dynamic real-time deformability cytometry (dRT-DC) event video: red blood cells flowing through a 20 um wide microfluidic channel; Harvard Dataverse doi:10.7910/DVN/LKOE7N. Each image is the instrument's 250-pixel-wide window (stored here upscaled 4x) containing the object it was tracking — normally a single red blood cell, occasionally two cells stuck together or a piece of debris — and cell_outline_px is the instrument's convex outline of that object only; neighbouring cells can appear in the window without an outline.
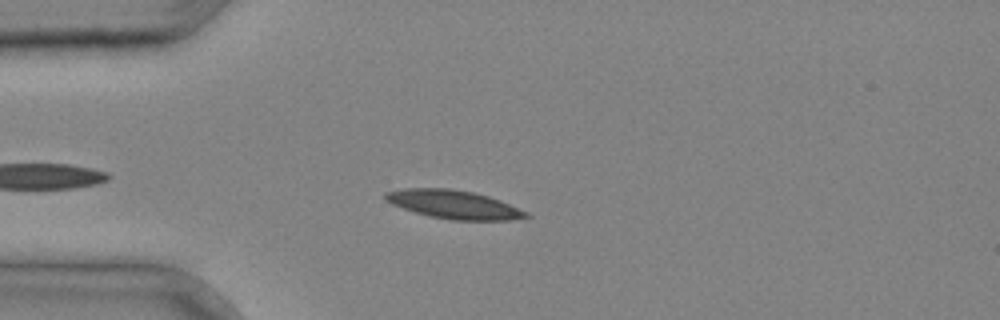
{"species": "common noctule bat (a hibernating species)", "species_latin": "Nyctalus noctula", "temperature_condition": "cold", "stored_images_in_passage": 31, "camera_frame_rate_fps": 3000, "um_per_image_px": 0.085, "animal": {"sex": "male", "body_mass_g": 20.4}, "frame": {"image": 1, "passage_image": 4, "time_ms": 1.0, "image_size_px": [1000, 320], "cell_outline_px": [[532, 216], [508, 220], [452, 220], [432, 216], [416, 212], [392, 204], [384, 200], [384, 192], [404, 188], [448, 188], [472, 192], [488, 196], [500, 200], [528, 212]], "centroid_in_image_um": [38.57, 17.37], "position_along_channel_um": 46.4, "area_um2": 23.18}}
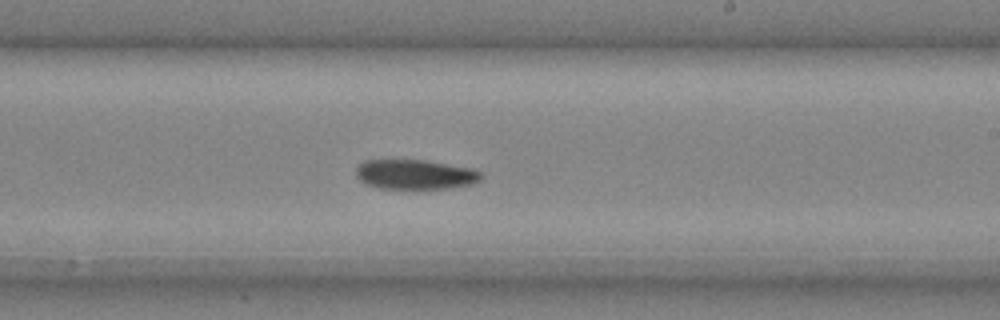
{"frame": {"image": 2, "passage_image": 17, "time_ms": 5.333, "image_size_px": [1000, 320], "cell_outline_px": [[484, 176], [480, 180], [472, 184], [448, 188], [380, 188], [368, 184], [360, 180], [356, 176], [356, 168], [364, 160], [424, 160], [472, 168], [480, 172]], "centroid_in_image_um": [35.3, 14.82], "position_along_channel_um": 253.7, "area_um2": 21.5}}
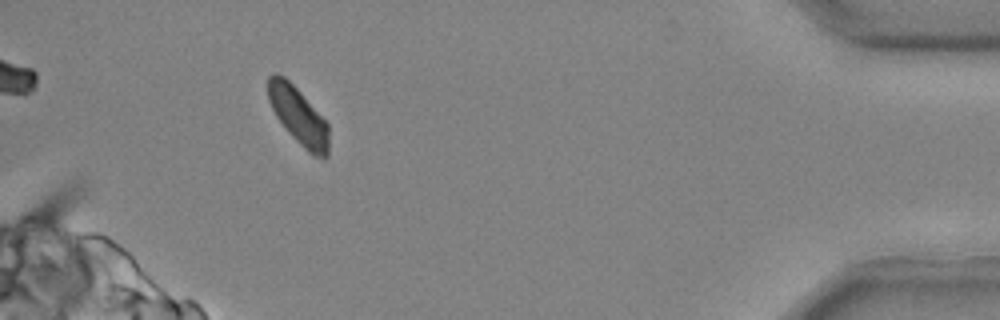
{"frame": {"image": 3, "passage_image": 29, "time_ms": 9.333, "image_size_px": [1000, 320], "cell_outline_px": [[328, 156], [324, 160], [312, 156], [288, 132], [276, 116], [268, 100], [268, 76], [272, 72], [276, 72], [284, 76], [300, 92], [328, 124]], "centroid_in_image_um": [25.35, 9.86], "position_along_channel_um": 409.8, "area_um2": 20.17}}